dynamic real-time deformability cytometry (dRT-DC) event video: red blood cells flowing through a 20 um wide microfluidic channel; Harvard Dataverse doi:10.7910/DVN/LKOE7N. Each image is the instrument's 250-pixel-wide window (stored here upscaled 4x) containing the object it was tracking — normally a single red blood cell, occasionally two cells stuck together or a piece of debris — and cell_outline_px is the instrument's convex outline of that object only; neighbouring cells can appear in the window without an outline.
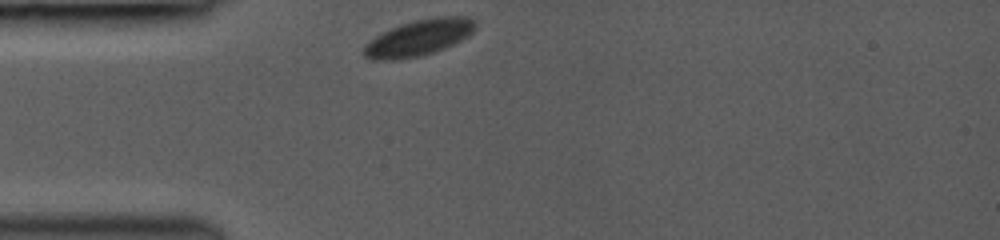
{"species": "common noctule bat (a hibernating species)", "species_latin": "Nyctalus noctula", "temperature_condition": "room temperature", "stored_images_in_passage": 46, "camera_frame_rate_fps": 3000, "um_per_image_px": 0.085, "animal": {"sex": "female", "body_mass_g": 19.0, "forearm_length_mm": 53.3}, "frame": {"image": 1, "passage_image": 1, "time_ms": 0.0, "image_size_px": [1000, 240], "cell_outline_px": [[476, 28], [468, 36], [444, 48], [420, 56], [396, 60], [372, 60], [364, 56], [360, 52], [360, 48], [368, 40], [400, 24], [432, 16], [468, 16], [476, 20]], "centroid_in_image_um": [35.56, 3.2], "position_along_channel_um": 49.4, "area_um2": 23.76}}
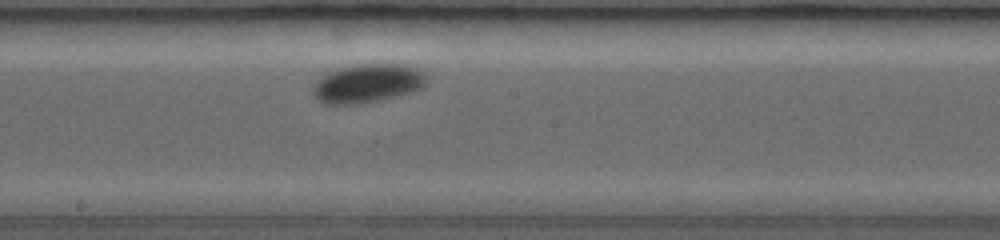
{"frame": {"image": 2, "passage_image": 18, "time_ms": 4.667, "image_size_px": [1000, 240], "cell_outline_px": [[424, 84], [420, 88], [408, 92], [376, 100], [352, 104], [328, 104], [316, 100], [312, 96], [312, 88], [320, 80], [332, 72], [344, 68], [360, 64], [404, 64], [416, 68], [424, 76]], "centroid_in_image_um": [31.2, 7.09], "position_along_channel_um": 217.0, "area_um2": 24.51}}
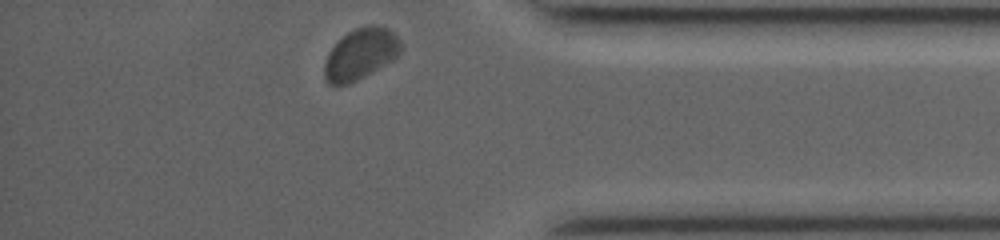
{"frame": {"image": 3, "passage_image": 45, "time_ms": 9.667, "image_size_px": [1000, 240], "cell_outline_px": [[400, 52], [392, 60], [364, 76], [348, 84], [328, 84], [324, 80], [324, 64], [328, 52], [348, 32], [356, 28], [372, 24], [376, 24], [388, 28], [400, 40]], "centroid_in_image_um": [30.63, 4.58], "position_along_channel_um": 404.6, "area_um2": 22.37}}